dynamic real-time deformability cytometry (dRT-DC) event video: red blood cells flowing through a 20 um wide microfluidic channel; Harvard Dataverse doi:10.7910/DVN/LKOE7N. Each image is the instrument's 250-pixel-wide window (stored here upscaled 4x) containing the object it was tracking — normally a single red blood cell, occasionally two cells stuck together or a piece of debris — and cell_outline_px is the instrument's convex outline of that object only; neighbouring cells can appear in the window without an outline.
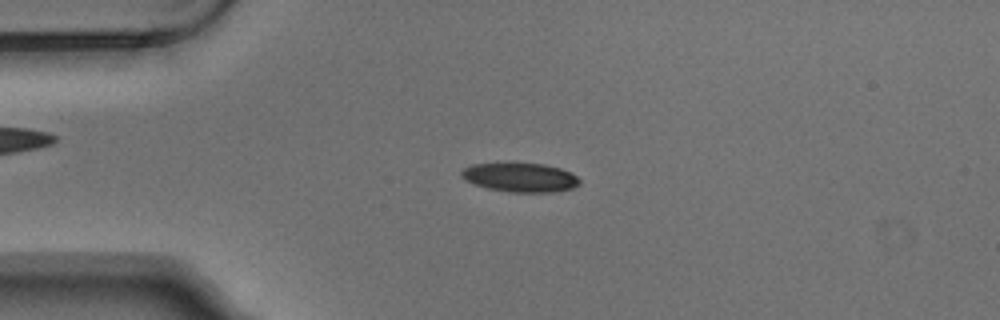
{"species": "Egyptian fruit bat (a non-hibernating species)", "species_latin": "Rousettus aegyptiacus", "temperature_condition": "warm", "stored_images_in_passage": 8, "camera_frame_rate_fps": 3000, "um_per_image_px": 0.085, "animal": {"sex": "male"}, "frame": {"image": 1, "passage_image": 3, "time_ms": 0.667, "image_size_px": [1000, 320], "cell_outline_px": [[580, 184], [572, 188], [556, 192], [508, 192], [488, 188], [464, 180], [460, 176], [460, 172], [464, 168], [472, 164], [544, 164], [560, 168], [572, 172], [580, 180]], "centroid_in_image_um": [44.24, 15.09], "position_along_channel_um": 40.8, "area_um2": 19.88}}
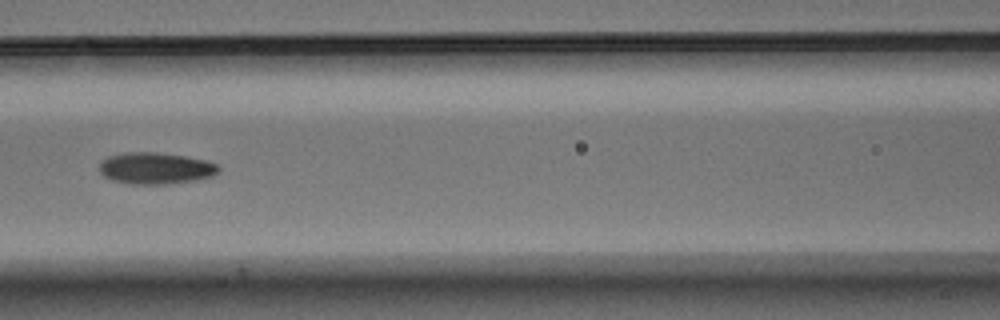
{"frame": {"image": 2, "passage_image": 6, "time_ms": 1.667, "image_size_px": [1000, 320], "cell_outline_px": [[220, 168], [212, 176], [196, 180], [168, 184], [132, 184], [112, 180], [104, 176], [100, 172], [100, 164], [108, 156], [124, 152], [156, 152], [184, 156], [208, 160], [216, 164]], "centroid_in_image_um": [13.23, 14.3], "position_along_channel_um": 153.4, "area_um2": 21.91}}
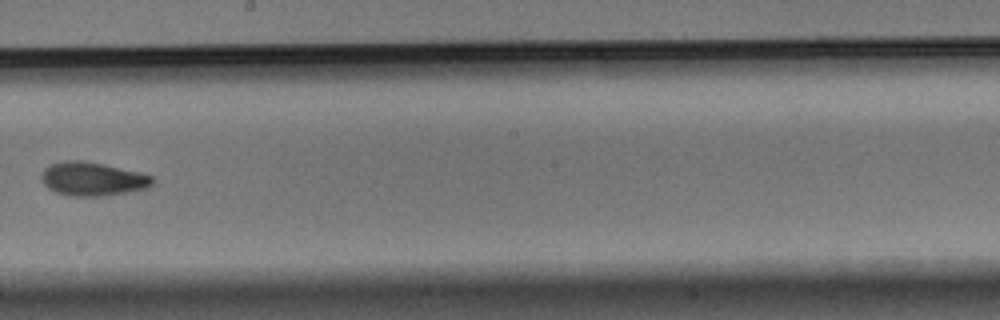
{"frame": {"image": 3, "passage_image": 8, "time_ms": 2.333, "image_size_px": [1000, 320], "cell_outline_px": [[156, 180], [148, 188], [128, 192], [104, 196], [68, 196], [56, 192], [48, 188], [44, 184], [40, 176], [44, 168], [52, 164], [64, 160], [80, 160], [140, 172], [152, 176]], "centroid_in_image_um": [7.87, 15.22], "position_along_channel_um": 240.3, "area_um2": 21.79}}